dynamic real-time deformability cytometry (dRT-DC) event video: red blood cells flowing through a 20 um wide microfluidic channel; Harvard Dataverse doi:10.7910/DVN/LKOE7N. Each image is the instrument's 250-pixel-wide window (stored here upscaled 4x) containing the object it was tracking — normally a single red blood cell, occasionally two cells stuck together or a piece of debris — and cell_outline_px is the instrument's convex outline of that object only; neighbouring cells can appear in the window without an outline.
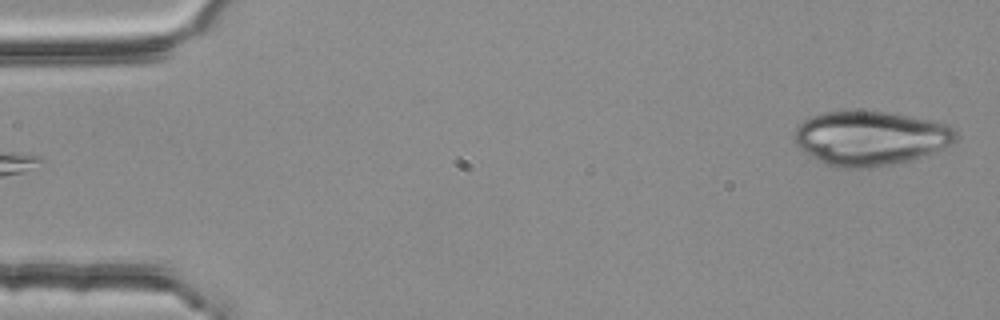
{"species": "common noctule bat (a hibernating species)", "species_latin": "Nyctalus noctula", "temperature_condition": "room temperature", "stored_images_in_passage": 50, "camera_frame_rate_fps": 3000, "um_per_image_px": 0.085, "animal": {"sex": "female", "body_mass_g": 25.1}, "frame": {"image": 1, "passage_image": 1, "time_ms": 0.0, "image_size_px": [1000, 320], "cell_outline_px": [[960, 136], [952, 144], [932, 152], [908, 160], [888, 164], [864, 168], [844, 168], [824, 164], [804, 152], [796, 144], [792, 136], [796, 128], [804, 120], [812, 116], [824, 112], [852, 108], [884, 112], [908, 116], [948, 124], [956, 128]], "centroid_in_image_um": [73.95, 11.71], "position_along_channel_um": 11.0, "area_um2": 51.5}}
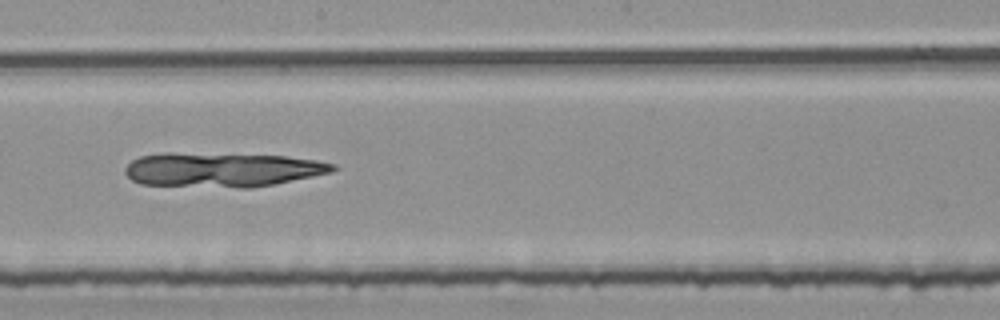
{"frame": {"image": 2, "passage_image": 29, "time_ms": 9.333, "image_size_px": [1000, 320], "cell_outline_px": [[336, 168], [332, 172], [272, 184], [248, 188], [240, 188], [140, 184], [132, 180], [124, 172], [124, 168], [132, 160], [140, 156], [168, 152], [284, 156], [316, 160], [336, 164]], "centroid_in_image_um": [18.84, 14.42], "position_along_channel_um": 229.4, "area_um2": 41.5}}
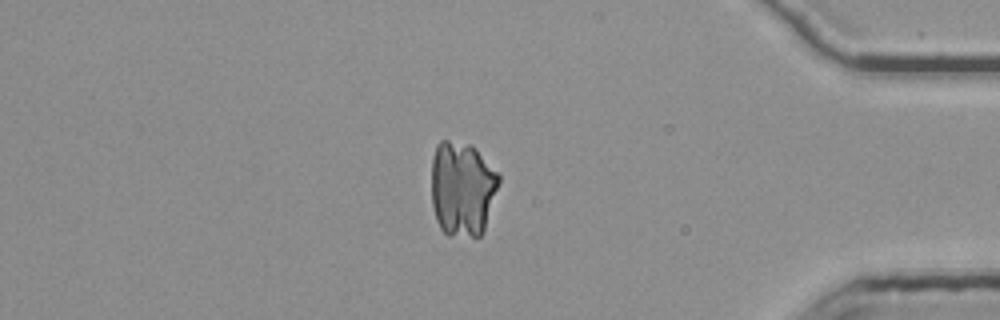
{"frame": {"image": 3, "passage_image": 45, "time_ms": 14.667, "image_size_px": [1000, 320], "cell_outline_px": [[500, 180], [484, 228], [480, 236], [448, 236], [440, 228], [436, 220], [432, 204], [432, 156], [436, 144], [440, 140], [448, 140], [472, 144], [500, 172]], "centroid_in_image_um": [39.29, 15.99], "position_along_channel_um": 395.9, "area_um2": 37.74}}